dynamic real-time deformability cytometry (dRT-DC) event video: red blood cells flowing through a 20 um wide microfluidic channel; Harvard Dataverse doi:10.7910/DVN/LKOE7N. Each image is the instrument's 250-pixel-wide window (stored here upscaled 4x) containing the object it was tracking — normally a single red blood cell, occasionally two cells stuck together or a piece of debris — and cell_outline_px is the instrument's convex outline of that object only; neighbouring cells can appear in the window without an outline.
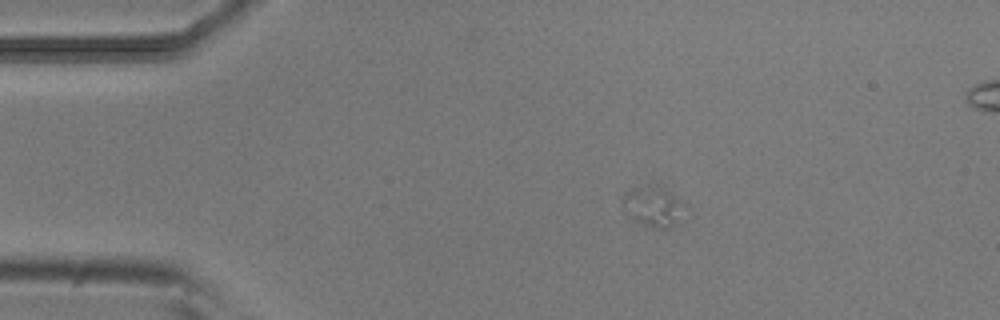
{"species": "common noctule bat (a hibernating species)", "species_latin": "Nyctalus noctula", "temperature_condition": "room temperature", "stored_images_in_passage": 19, "camera_frame_rate_fps": 3000, "um_per_image_px": 0.085, "animal": {"sex": "male", "body_mass_g": 20.5, "forearm_length_mm": 52.5}, "frame": {"image": 1, "passage_image": 3, "time_ms": 0.667, "image_size_px": [1000, 320], "cell_outline_px": [[692, 208], [672, 228], [652, 228], [632, 220], [628, 216], [624, 200], [624, 192], [632, 188], [644, 184], [656, 184], [688, 204]], "centroid_in_image_um": [55.64, 17.55], "position_along_channel_um": 29.4, "area_um2": 15.26}}
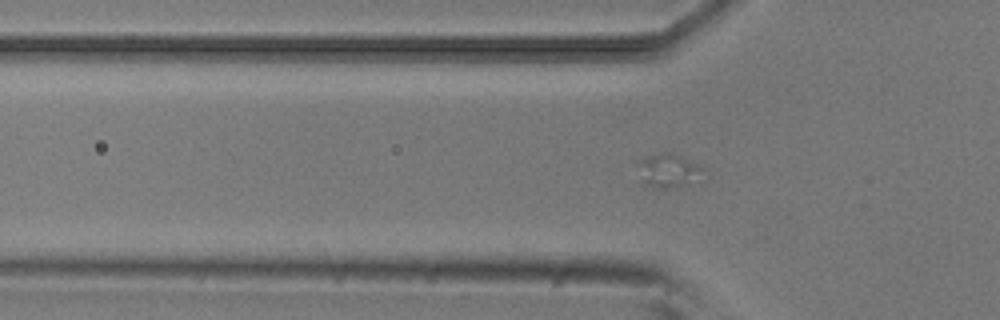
{"frame": {"image": 2, "passage_image": 11, "time_ms": 3.333, "image_size_px": [1000, 320], "cell_outline_px": [[708, 176], [700, 184], [668, 188], [660, 188], [640, 184], [640, 160], [648, 156], [664, 152], [668, 152], [700, 164], [704, 168]], "centroid_in_image_um": [56.98, 14.57], "position_along_channel_um": 68.8, "area_um2": 13.53}}
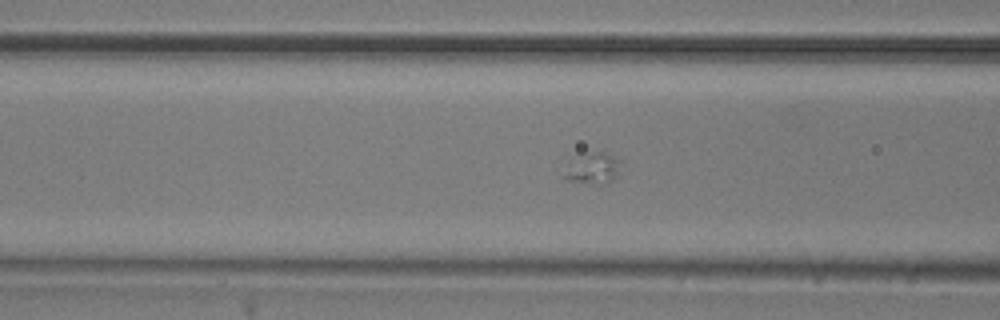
{"frame": {"image": 3, "passage_image": 15, "time_ms": 4.667, "image_size_px": [1000, 320], "cell_outline_px": [[624, 164], [616, 176], [608, 184], [600, 188], [564, 180], [560, 176], [568, 160], [584, 152], [604, 152], [624, 160]], "centroid_in_image_um": [50.36, 14.36], "position_along_channel_um": 116.2, "area_um2": 11.73}}